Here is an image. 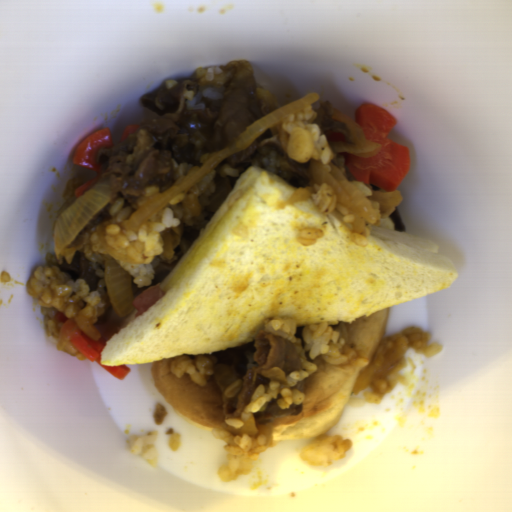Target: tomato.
Segmentation results:
<instances>
[{
	"mask_svg": "<svg viewBox=\"0 0 512 512\" xmlns=\"http://www.w3.org/2000/svg\"><path fill=\"white\" fill-rule=\"evenodd\" d=\"M165 293V290L158 285H153L140 292L131 303L135 308V317H139L145 313L150 307L158 302Z\"/></svg>",
	"mask_w": 512,
	"mask_h": 512,
	"instance_id": "1",
	"label": "tomato"
}]
</instances>
